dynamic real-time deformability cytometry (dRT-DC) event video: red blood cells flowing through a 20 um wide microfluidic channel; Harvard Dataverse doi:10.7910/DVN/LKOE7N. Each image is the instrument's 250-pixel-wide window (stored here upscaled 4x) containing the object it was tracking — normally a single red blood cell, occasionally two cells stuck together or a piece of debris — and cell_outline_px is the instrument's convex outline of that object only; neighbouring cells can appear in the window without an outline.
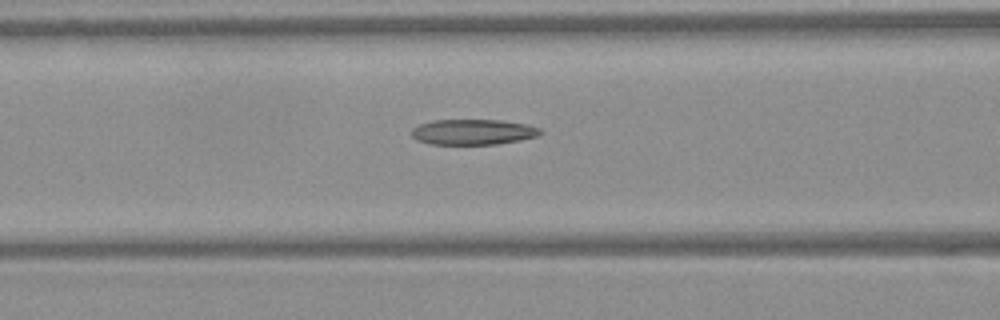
{"species": "Egyptian fruit bat (a non-hibernating species)", "species_latin": "Rousettus aegyptiacus", "temperature_condition": "warm", "stored_images_in_passage": 31, "camera_frame_rate_fps": 3000, "um_per_image_px": 0.085, "frame": {"image": 1, "passage_image": 12, "time_ms": 3.667, "image_size_px": [1000, 320], "cell_outline_px": [[544, 132], [536, 136], [520, 140], [496, 144], [428, 144], [416, 140], [412, 136], [412, 128], [420, 124], [432, 120], [500, 120], [528, 124], [540, 128]], "centroid_in_image_um": [40.21, 11.21], "position_along_channel_um": 126.4, "area_um2": 19.19}}
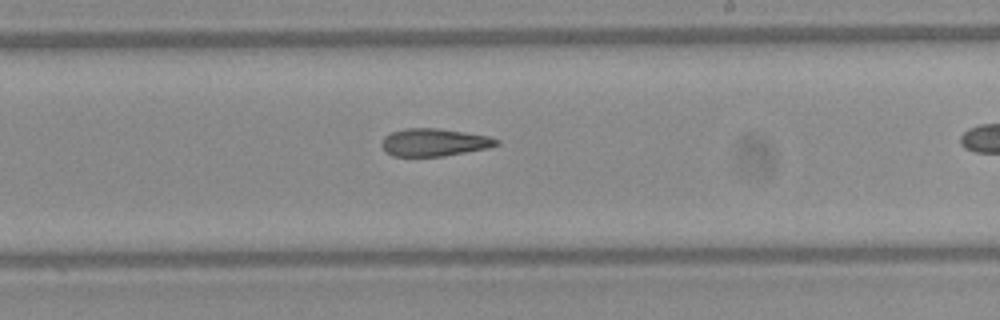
{"frame": {"image": 2, "passage_image": 21, "time_ms": 6.667, "image_size_px": [1000, 320], "cell_outline_px": [[500, 144], [488, 148], [444, 156], [392, 156], [384, 152], [380, 144], [384, 136], [392, 132], [404, 128], [440, 128], [488, 136], [500, 140]], "centroid_in_image_um": [36.87, 12.1], "position_along_channel_um": 252.1, "area_um2": 18.67}}
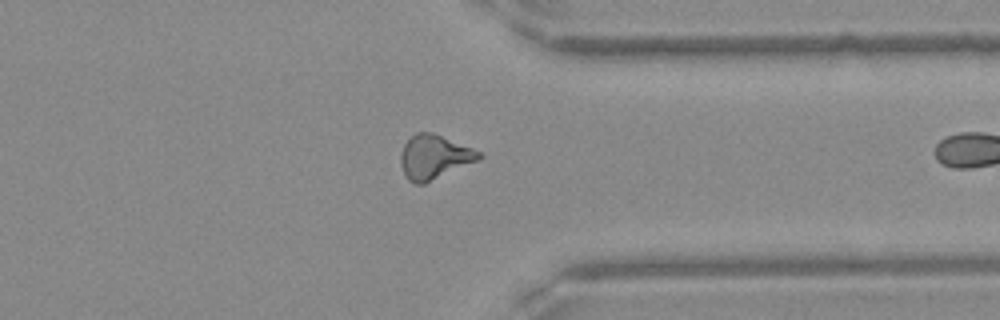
{"frame": {"image": 3, "passage_image": 30, "time_ms": 9.667, "image_size_px": [1000, 320], "cell_outline_px": [[484, 156], [480, 160], [424, 184], [416, 184], [408, 180], [400, 164], [400, 152], [404, 144], [416, 132], [432, 132], [472, 148], [480, 152]], "centroid_in_image_um": [36.91, 13.35], "position_along_channel_um": 374.5, "area_um2": 20.17}}